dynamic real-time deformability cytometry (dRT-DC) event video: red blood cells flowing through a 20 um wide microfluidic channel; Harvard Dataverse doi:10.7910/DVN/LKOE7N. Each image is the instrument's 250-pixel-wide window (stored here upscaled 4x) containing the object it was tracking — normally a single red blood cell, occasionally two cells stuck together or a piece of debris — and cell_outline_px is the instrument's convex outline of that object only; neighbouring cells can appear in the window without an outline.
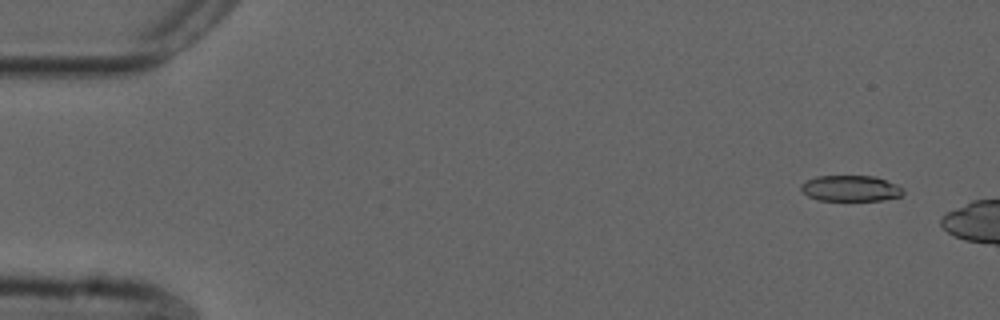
{"species": "common noctule bat (a hibernating species)", "species_latin": "Nyctalus noctula", "temperature_condition": "cold", "stored_images_in_passage": 8, "camera_frame_rate_fps": 3000, "um_per_image_px": 0.085, "animal": {"sex": "male", "forearm_length_mm": 52.5}, "frame": {"image": 1, "passage_image": 4, "time_ms": 1.0, "image_size_px": [1000, 320], "cell_outline_px": [[904, 192], [900, 196], [880, 200], [816, 200], [808, 196], [800, 188], [800, 184], [816, 176], [876, 176], [896, 184], [904, 188]], "centroid_in_image_um": [72.3, 16.0], "position_along_channel_um": 12.7, "area_um2": 15.37}}